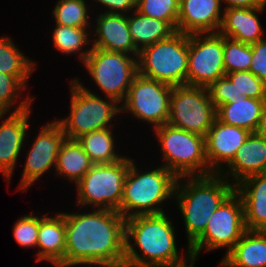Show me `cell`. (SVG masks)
Returning <instances> with one entry per match:
<instances>
[{
	"label": "cell",
	"mask_w": 266,
	"mask_h": 267,
	"mask_svg": "<svg viewBox=\"0 0 266 267\" xmlns=\"http://www.w3.org/2000/svg\"><path fill=\"white\" fill-rule=\"evenodd\" d=\"M62 214L66 227L64 267H124L126 219L118 211Z\"/></svg>",
	"instance_id": "obj_1"
},
{
	"label": "cell",
	"mask_w": 266,
	"mask_h": 267,
	"mask_svg": "<svg viewBox=\"0 0 266 267\" xmlns=\"http://www.w3.org/2000/svg\"><path fill=\"white\" fill-rule=\"evenodd\" d=\"M175 232L166 212L127 218L124 267H167L185 263L192 256L189 249L180 256Z\"/></svg>",
	"instance_id": "obj_2"
},
{
	"label": "cell",
	"mask_w": 266,
	"mask_h": 267,
	"mask_svg": "<svg viewBox=\"0 0 266 267\" xmlns=\"http://www.w3.org/2000/svg\"><path fill=\"white\" fill-rule=\"evenodd\" d=\"M234 190L232 182L216 173L178 177L174 198L183 216L187 249L205 231L213 212Z\"/></svg>",
	"instance_id": "obj_3"
},
{
	"label": "cell",
	"mask_w": 266,
	"mask_h": 267,
	"mask_svg": "<svg viewBox=\"0 0 266 267\" xmlns=\"http://www.w3.org/2000/svg\"><path fill=\"white\" fill-rule=\"evenodd\" d=\"M177 180L178 177L164 166L143 172L130 158L118 212L125 219L136 215L165 213L161 204L174 198Z\"/></svg>",
	"instance_id": "obj_4"
},
{
	"label": "cell",
	"mask_w": 266,
	"mask_h": 267,
	"mask_svg": "<svg viewBox=\"0 0 266 267\" xmlns=\"http://www.w3.org/2000/svg\"><path fill=\"white\" fill-rule=\"evenodd\" d=\"M70 82L69 116L56 119L62 126L66 138L77 140L84 134L115 127L112 120L116 115H121L120 104L111 98L104 99L95 92H91L89 88L84 87L79 78Z\"/></svg>",
	"instance_id": "obj_5"
},
{
	"label": "cell",
	"mask_w": 266,
	"mask_h": 267,
	"mask_svg": "<svg viewBox=\"0 0 266 267\" xmlns=\"http://www.w3.org/2000/svg\"><path fill=\"white\" fill-rule=\"evenodd\" d=\"M153 131L161 148L164 162L162 166L177 177L210 175L205 154V137L168 123Z\"/></svg>",
	"instance_id": "obj_6"
},
{
	"label": "cell",
	"mask_w": 266,
	"mask_h": 267,
	"mask_svg": "<svg viewBox=\"0 0 266 267\" xmlns=\"http://www.w3.org/2000/svg\"><path fill=\"white\" fill-rule=\"evenodd\" d=\"M137 65L141 76L171 86L187 85L188 34L176 31L144 47L139 51Z\"/></svg>",
	"instance_id": "obj_7"
},
{
	"label": "cell",
	"mask_w": 266,
	"mask_h": 267,
	"mask_svg": "<svg viewBox=\"0 0 266 267\" xmlns=\"http://www.w3.org/2000/svg\"><path fill=\"white\" fill-rule=\"evenodd\" d=\"M130 158L107 164H93L76 184L78 206L119 211Z\"/></svg>",
	"instance_id": "obj_8"
},
{
	"label": "cell",
	"mask_w": 266,
	"mask_h": 267,
	"mask_svg": "<svg viewBox=\"0 0 266 267\" xmlns=\"http://www.w3.org/2000/svg\"><path fill=\"white\" fill-rule=\"evenodd\" d=\"M87 73L105 97L123 103L138 74L137 57L92 47L82 62Z\"/></svg>",
	"instance_id": "obj_9"
},
{
	"label": "cell",
	"mask_w": 266,
	"mask_h": 267,
	"mask_svg": "<svg viewBox=\"0 0 266 267\" xmlns=\"http://www.w3.org/2000/svg\"><path fill=\"white\" fill-rule=\"evenodd\" d=\"M246 230L243 202L234 190L213 212L205 231L189 246L191 256L197 258L204 249L207 252L227 247L225 257Z\"/></svg>",
	"instance_id": "obj_10"
},
{
	"label": "cell",
	"mask_w": 266,
	"mask_h": 267,
	"mask_svg": "<svg viewBox=\"0 0 266 267\" xmlns=\"http://www.w3.org/2000/svg\"><path fill=\"white\" fill-rule=\"evenodd\" d=\"M216 119L206 87L173 86L168 124L205 137Z\"/></svg>",
	"instance_id": "obj_11"
},
{
	"label": "cell",
	"mask_w": 266,
	"mask_h": 267,
	"mask_svg": "<svg viewBox=\"0 0 266 267\" xmlns=\"http://www.w3.org/2000/svg\"><path fill=\"white\" fill-rule=\"evenodd\" d=\"M173 86L137 74L122 104V112H130L155 129L169 120L170 96Z\"/></svg>",
	"instance_id": "obj_12"
},
{
	"label": "cell",
	"mask_w": 266,
	"mask_h": 267,
	"mask_svg": "<svg viewBox=\"0 0 266 267\" xmlns=\"http://www.w3.org/2000/svg\"><path fill=\"white\" fill-rule=\"evenodd\" d=\"M223 41L219 32L188 34V86L207 88L226 75Z\"/></svg>",
	"instance_id": "obj_13"
},
{
	"label": "cell",
	"mask_w": 266,
	"mask_h": 267,
	"mask_svg": "<svg viewBox=\"0 0 266 267\" xmlns=\"http://www.w3.org/2000/svg\"><path fill=\"white\" fill-rule=\"evenodd\" d=\"M34 139L32 147H29L18 190L27 191L50 168H56L58 153L66 135L62 126L53 120L44 125Z\"/></svg>",
	"instance_id": "obj_14"
},
{
	"label": "cell",
	"mask_w": 266,
	"mask_h": 267,
	"mask_svg": "<svg viewBox=\"0 0 266 267\" xmlns=\"http://www.w3.org/2000/svg\"><path fill=\"white\" fill-rule=\"evenodd\" d=\"M251 132L215 119L205 135V154L211 174H219L234 158L238 148Z\"/></svg>",
	"instance_id": "obj_15"
},
{
	"label": "cell",
	"mask_w": 266,
	"mask_h": 267,
	"mask_svg": "<svg viewBox=\"0 0 266 267\" xmlns=\"http://www.w3.org/2000/svg\"><path fill=\"white\" fill-rule=\"evenodd\" d=\"M32 108L8 115L0 114V172L10 183L23 145L26 143Z\"/></svg>",
	"instance_id": "obj_16"
},
{
	"label": "cell",
	"mask_w": 266,
	"mask_h": 267,
	"mask_svg": "<svg viewBox=\"0 0 266 267\" xmlns=\"http://www.w3.org/2000/svg\"><path fill=\"white\" fill-rule=\"evenodd\" d=\"M221 5V0H180L177 31L218 33L224 13Z\"/></svg>",
	"instance_id": "obj_17"
},
{
	"label": "cell",
	"mask_w": 266,
	"mask_h": 267,
	"mask_svg": "<svg viewBox=\"0 0 266 267\" xmlns=\"http://www.w3.org/2000/svg\"><path fill=\"white\" fill-rule=\"evenodd\" d=\"M95 19L92 47L138 57L128 26V15L101 12Z\"/></svg>",
	"instance_id": "obj_18"
},
{
	"label": "cell",
	"mask_w": 266,
	"mask_h": 267,
	"mask_svg": "<svg viewBox=\"0 0 266 267\" xmlns=\"http://www.w3.org/2000/svg\"><path fill=\"white\" fill-rule=\"evenodd\" d=\"M261 173H266V140L251 132L232 161L219 174L228 181L232 180L236 186L242 180ZM230 176L234 180H230Z\"/></svg>",
	"instance_id": "obj_19"
},
{
	"label": "cell",
	"mask_w": 266,
	"mask_h": 267,
	"mask_svg": "<svg viewBox=\"0 0 266 267\" xmlns=\"http://www.w3.org/2000/svg\"><path fill=\"white\" fill-rule=\"evenodd\" d=\"M37 247V262L46 261L54 267H64L66 227L62 213L54 216L40 215Z\"/></svg>",
	"instance_id": "obj_20"
},
{
	"label": "cell",
	"mask_w": 266,
	"mask_h": 267,
	"mask_svg": "<svg viewBox=\"0 0 266 267\" xmlns=\"http://www.w3.org/2000/svg\"><path fill=\"white\" fill-rule=\"evenodd\" d=\"M265 7L224 9L219 33L250 45L265 38L264 28L258 18V15L266 9Z\"/></svg>",
	"instance_id": "obj_21"
},
{
	"label": "cell",
	"mask_w": 266,
	"mask_h": 267,
	"mask_svg": "<svg viewBox=\"0 0 266 267\" xmlns=\"http://www.w3.org/2000/svg\"><path fill=\"white\" fill-rule=\"evenodd\" d=\"M235 191L243 202L246 229L266 231V173L242 180Z\"/></svg>",
	"instance_id": "obj_22"
},
{
	"label": "cell",
	"mask_w": 266,
	"mask_h": 267,
	"mask_svg": "<svg viewBox=\"0 0 266 267\" xmlns=\"http://www.w3.org/2000/svg\"><path fill=\"white\" fill-rule=\"evenodd\" d=\"M219 266L266 267V231L246 230Z\"/></svg>",
	"instance_id": "obj_23"
},
{
	"label": "cell",
	"mask_w": 266,
	"mask_h": 267,
	"mask_svg": "<svg viewBox=\"0 0 266 267\" xmlns=\"http://www.w3.org/2000/svg\"><path fill=\"white\" fill-rule=\"evenodd\" d=\"M265 105L266 99L241 96V99L220 105L216 109V118L224 124L255 132Z\"/></svg>",
	"instance_id": "obj_24"
},
{
	"label": "cell",
	"mask_w": 266,
	"mask_h": 267,
	"mask_svg": "<svg viewBox=\"0 0 266 267\" xmlns=\"http://www.w3.org/2000/svg\"><path fill=\"white\" fill-rule=\"evenodd\" d=\"M93 163L78 140L65 139L57 157L55 175L77 184Z\"/></svg>",
	"instance_id": "obj_25"
},
{
	"label": "cell",
	"mask_w": 266,
	"mask_h": 267,
	"mask_svg": "<svg viewBox=\"0 0 266 267\" xmlns=\"http://www.w3.org/2000/svg\"><path fill=\"white\" fill-rule=\"evenodd\" d=\"M128 15V26L133 43L140 51L146 46L170 37L176 30L166 21L151 18L134 11Z\"/></svg>",
	"instance_id": "obj_26"
},
{
	"label": "cell",
	"mask_w": 266,
	"mask_h": 267,
	"mask_svg": "<svg viewBox=\"0 0 266 267\" xmlns=\"http://www.w3.org/2000/svg\"><path fill=\"white\" fill-rule=\"evenodd\" d=\"M111 128L93 131L77 139L93 164L114 163L124 157L116 152L115 136Z\"/></svg>",
	"instance_id": "obj_27"
},
{
	"label": "cell",
	"mask_w": 266,
	"mask_h": 267,
	"mask_svg": "<svg viewBox=\"0 0 266 267\" xmlns=\"http://www.w3.org/2000/svg\"><path fill=\"white\" fill-rule=\"evenodd\" d=\"M53 28V32L51 33L54 48L64 55L72 56L79 52V60L83 62L92 49V37L90 38L92 34L88 31V28H77L58 24H55ZM85 45L87 49L84 48Z\"/></svg>",
	"instance_id": "obj_28"
},
{
	"label": "cell",
	"mask_w": 266,
	"mask_h": 267,
	"mask_svg": "<svg viewBox=\"0 0 266 267\" xmlns=\"http://www.w3.org/2000/svg\"><path fill=\"white\" fill-rule=\"evenodd\" d=\"M36 64L19 50L10 37H0V72L17 77L28 87L27 80L36 70Z\"/></svg>",
	"instance_id": "obj_29"
},
{
	"label": "cell",
	"mask_w": 266,
	"mask_h": 267,
	"mask_svg": "<svg viewBox=\"0 0 266 267\" xmlns=\"http://www.w3.org/2000/svg\"><path fill=\"white\" fill-rule=\"evenodd\" d=\"M25 89L26 86L17 77L0 72V114L18 113L30 108L34 100L30 95L16 105L17 99ZM13 107L15 109L11 112Z\"/></svg>",
	"instance_id": "obj_30"
},
{
	"label": "cell",
	"mask_w": 266,
	"mask_h": 267,
	"mask_svg": "<svg viewBox=\"0 0 266 267\" xmlns=\"http://www.w3.org/2000/svg\"><path fill=\"white\" fill-rule=\"evenodd\" d=\"M57 1L53 10L55 24L77 28L90 27L92 21L88 16L89 7L85 0Z\"/></svg>",
	"instance_id": "obj_31"
},
{
	"label": "cell",
	"mask_w": 266,
	"mask_h": 267,
	"mask_svg": "<svg viewBox=\"0 0 266 267\" xmlns=\"http://www.w3.org/2000/svg\"><path fill=\"white\" fill-rule=\"evenodd\" d=\"M223 59L226 73L249 71L252 62V47L250 44L224 36Z\"/></svg>",
	"instance_id": "obj_32"
},
{
	"label": "cell",
	"mask_w": 266,
	"mask_h": 267,
	"mask_svg": "<svg viewBox=\"0 0 266 267\" xmlns=\"http://www.w3.org/2000/svg\"><path fill=\"white\" fill-rule=\"evenodd\" d=\"M180 0H137L136 10L148 17L168 22L176 31Z\"/></svg>",
	"instance_id": "obj_33"
},
{
	"label": "cell",
	"mask_w": 266,
	"mask_h": 267,
	"mask_svg": "<svg viewBox=\"0 0 266 267\" xmlns=\"http://www.w3.org/2000/svg\"><path fill=\"white\" fill-rule=\"evenodd\" d=\"M226 76L235 85L238 93L244 97L266 99V86L264 81L251 71H235L226 73Z\"/></svg>",
	"instance_id": "obj_34"
},
{
	"label": "cell",
	"mask_w": 266,
	"mask_h": 267,
	"mask_svg": "<svg viewBox=\"0 0 266 267\" xmlns=\"http://www.w3.org/2000/svg\"><path fill=\"white\" fill-rule=\"evenodd\" d=\"M40 216L27 214L21 216L13 226V236L15 241L23 248L37 247L39 233Z\"/></svg>",
	"instance_id": "obj_35"
},
{
	"label": "cell",
	"mask_w": 266,
	"mask_h": 267,
	"mask_svg": "<svg viewBox=\"0 0 266 267\" xmlns=\"http://www.w3.org/2000/svg\"><path fill=\"white\" fill-rule=\"evenodd\" d=\"M210 100L216 109L220 105L231 103L233 100L241 99V93H238L235 85L225 75L207 87Z\"/></svg>",
	"instance_id": "obj_36"
},
{
	"label": "cell",
	"mask_w": 266,
	"mask_h": 267,
	"mask_svg": "<svg viewBox=\"0 0 266 267\" xmlns=\"http://www.w3.org/2000/svg\"><path fill=\"white\" fill-rule=\"evenodd\" d=\"M252 62L249 71L264 81L266 86V37L251 44Z\"/></svg>",
	"instance_id": "obj_37"
},
{
	"label": "cell",
	"mask_w": 266,
	"mask_h": 267,
	"mask_svg": "<svg viewBox=\"0 0 266 267\" xmlns=\"http://www.w3.org/2000/svg\"><path fill=\"white\" fill-rule=\"evenodd\" d=\"M97 4L100 3L102 7H106L104 13L123 14L128 15L136 10L137 0H94ZM128 13V14H127Z\"/></svg>",
	"instance_id": "obj_38"
},
{
	"label": "cell",
	"mask_w": 266,
	"mask_h": 267,
	"mask_svg": "<svg viewBox=\"0 0 266 267\" xmlns=\"http://www.w3.org/2000/svg\"><path fill=\"white\" fill-rule=\"evenodd\" d=\"M225 5L224 9L228 8H257L266 6V0H221V4Z\"/></svg>",
	"instance_id": "obj_39"
},
{
	"label": "cell",
	"mask_w": 266,
	"mask_h": 267,
	"mask_svg": "<svg viewBox=\"0 0 266 267\" xmlns=\"http://www.w3.org/2000/svg\"><path fill=\"white\" fill-rule=\"evenodd\" d=\"M255 132L266 140V105L263 109L262 116Z\"/></svg>",
	"instance_id": "obj_40"
},
{
	"label": "cell",
	"mask_w": 266,
	"mask_h": 267,
	"mask_svg": "<svg viewBox=\"0 0 266 267\" xmlns=\"http://www.w3.org/2000/svg\"><path fill=\"white\" fill-rule=\"evenodd\" d=\"M197 258L191 257L185 263L176 265V266H167V267H194L195 261Z\"/></svg>",
	"instance_id": "obj_41"
}]
</instances>
